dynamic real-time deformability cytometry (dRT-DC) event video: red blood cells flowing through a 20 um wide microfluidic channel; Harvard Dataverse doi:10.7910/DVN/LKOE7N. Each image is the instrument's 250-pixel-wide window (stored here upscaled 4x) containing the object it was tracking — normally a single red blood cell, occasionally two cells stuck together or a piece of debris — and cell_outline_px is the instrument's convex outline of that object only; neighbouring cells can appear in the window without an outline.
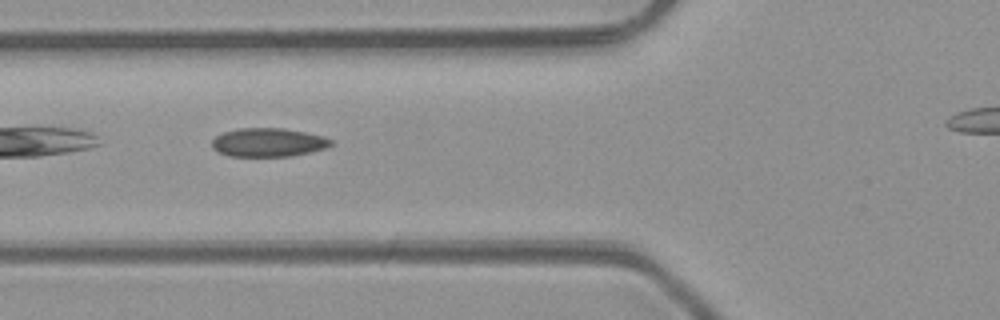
{"species": "common noctule bat (a hibernating species)", "species_latin": "Nyctalus noctula", "temperature_condition": "room temperature", "stored_images_in_passage": 4, "camera_frame_rate_fps": 3000, "um_per_image_px": 0.085, "animal": {"sex": "male", "body_mass_g": 23.1, "forearm_length_mm": 52.7}, "frame": {"image": 1, "passage_image": 3, "time_ms": 2.333, "image_size_px": [1000, 320], "cell_outline_px": [[332, 144], [324, 148], [292, 156], [228, 156], [212, 148], [212, 140], [216, 136], [224, 132], [240, 128], [284, 128], [324, 136], [332, 140]], "centroid_in_image_um": [22.78, 12.1], "position_along_channel_um": 103.0, "area_um2": 19.71}}
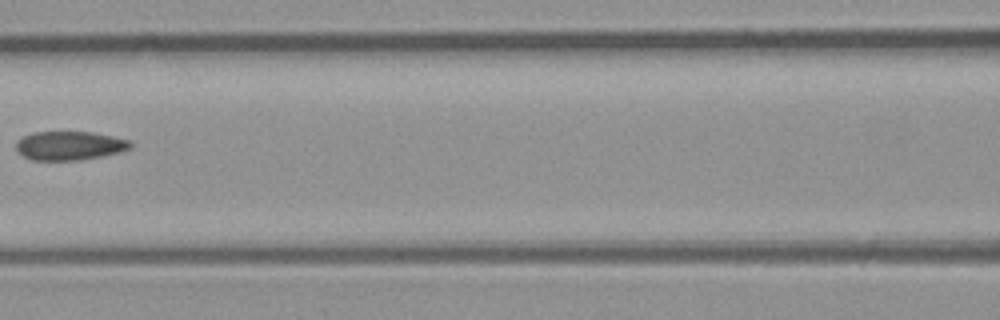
{"frame": {"image": 2, "passage_image": 4, "time_ms": 3.667, "image_size_px": [1000, 320], "cell_outline_px": [[132, 148], [120, 152], [104, 156], [80, 160], [32, 160], [24, 156], [16, 148], [16, 144], [24, 136], [36, 132], [92, 132], [112, 136], [128, 140], [132, 144]], "centroid_in_image_um": [5.96, 12.39], "position_along_channel_um": 160.6, "area_um2": 19.07}}